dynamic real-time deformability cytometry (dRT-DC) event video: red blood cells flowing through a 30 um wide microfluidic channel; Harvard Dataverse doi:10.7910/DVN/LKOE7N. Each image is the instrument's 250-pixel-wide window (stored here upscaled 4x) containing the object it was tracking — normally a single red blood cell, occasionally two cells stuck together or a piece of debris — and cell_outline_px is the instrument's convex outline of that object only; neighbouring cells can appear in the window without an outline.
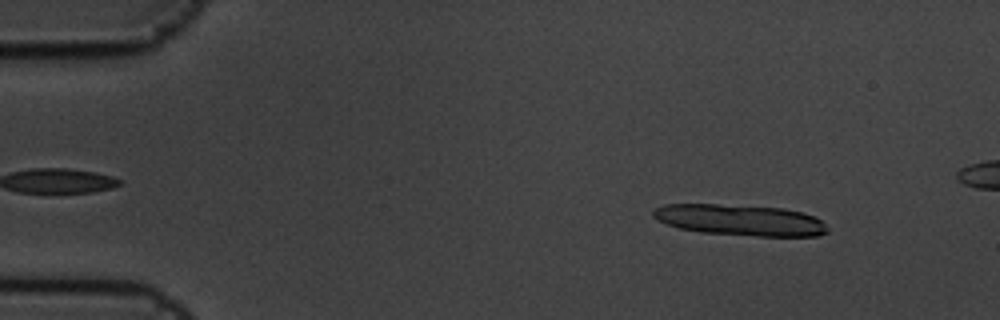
{"species": "common noctule bat (a hibernating species)", "species_latin": "Nyctalus noctula", "temperature_condition": "cold", "stored_images_in_passage": 6, "camera_frame_rate_fps": 3000, "um_per_image_px": 0.085, "animal": {"sex": "male", "body_mass_g": 19.5, "forearm_length_mm": 54.6}, "frame": {"image": 1, "passage_image": 2, "time_ms": 0.333, "image_size_px": [1000, 320], "cell_outline_px": [[828, 232], [816, 236], [756, 236], [700, 232], [680, 228], [668, 224], [652, 216], [652, 212], [656, 208], [664, 204], [716, 204], [784, 208], [804, 212], [816, 216], [828, 228]], "centroid_in_image_um": [62.95, 18.7], "position_along_channel_um": 22.0, "area_um2": 31.56}}